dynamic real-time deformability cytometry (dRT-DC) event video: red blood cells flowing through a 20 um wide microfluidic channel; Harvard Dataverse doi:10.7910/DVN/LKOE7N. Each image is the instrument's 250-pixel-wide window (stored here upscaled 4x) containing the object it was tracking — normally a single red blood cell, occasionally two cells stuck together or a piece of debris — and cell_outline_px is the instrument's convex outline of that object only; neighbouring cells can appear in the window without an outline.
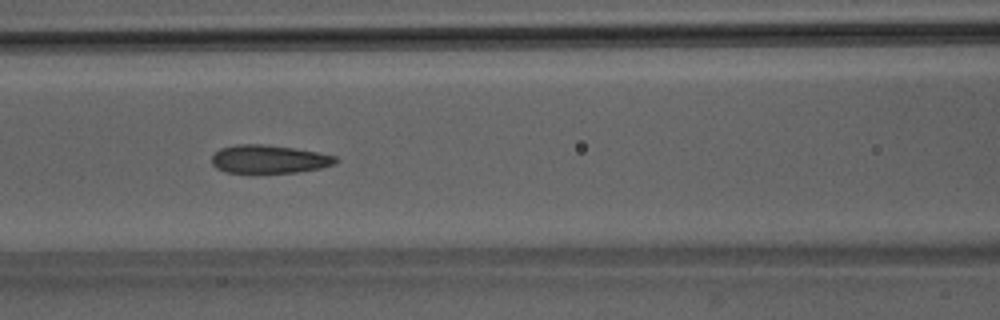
{"species": "Egyptian fruit bat (a non-hibernating species)", "species_latin": "Rousettus aegyptiacus", "temperature_condition": "room temperature", "stored_images_in_passage": 9, "camera_frame_rate_fps": 3000, "um_per_image_px": 0.085, "animal": {"sex": "male"}, "frame": {"image": 1, "passage_image": 8, "time_ms": 7.667, "image_size_px": [1000, 320], "cell_outline_px": [[340, 160], [336, 164], [320, 168], [296, 172], [224, 172], [216, 168], [212, 164], [212, 156], [220, 148], [236, 144], [260, 144], [292, 148], [320, 152], [336, 156]], "centroid_in_image_um": [22.89, 13.52], "position_along_channel_um": 143.7, "area_um2": 20.35}}